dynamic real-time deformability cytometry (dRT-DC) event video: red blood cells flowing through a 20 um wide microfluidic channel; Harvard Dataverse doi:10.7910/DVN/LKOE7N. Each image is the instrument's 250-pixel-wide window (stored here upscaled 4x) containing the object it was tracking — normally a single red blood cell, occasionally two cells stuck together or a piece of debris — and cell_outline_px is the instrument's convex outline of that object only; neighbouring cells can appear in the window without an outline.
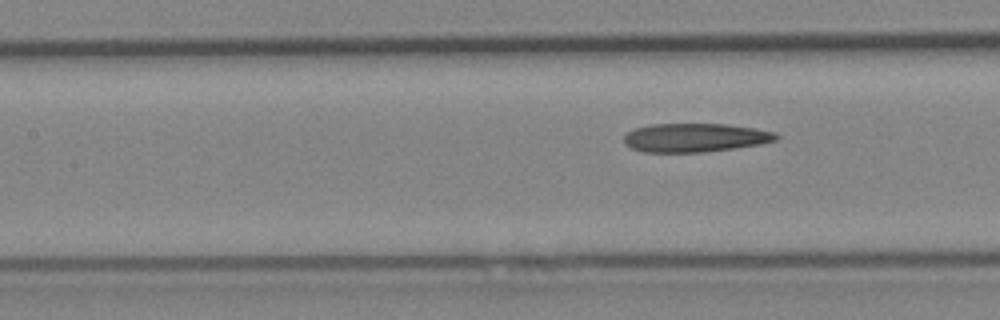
{"species": "Egyptian fruit bat (a non-hibernating species)", "species_latin": "Rousettus aegyptiacus", "temperature_condition": "cold", "stored_images_in_passage": 7, "segment_of_instrument_passage": [2, 2], "camera_frame_rate_fps": 3000, "um_per_image_px": 0.085, "animal": {"sex": "female"}, "frame": {"image": 1, "passage_image": 7, "time_ms": 8.0, "image_size_px": [1000, 320], "cell_outline_px": [[780, 136], [776, 140], [760, 144], [704, 152], [644, 152], [632, 148], [624, 144], [624, 136], [628, 132], [636, 128], [652, 124], [728, 124], [756, 128], [776, 132]], "centroid_in_image_um": [59.1, 11.69], "position_along_channel_um": 148.3, "area_um2": 25.43}}